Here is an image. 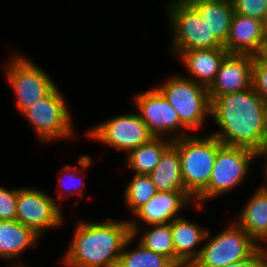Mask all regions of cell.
<instances>
[{
	"label": "cell",
	"mask_w": 267,
	"mask_h": 267,
	"mask_svg": "<svg viewBox=\"0 0 267 267\" xmlns=\"http://www.w3.org/2000/svg\"><path fill=\"white\" fill-rule=\"evenodd\" d=\"M265 105L253 86L217 96L211 102L210 117H213L219 130L210 134L225 146L257 151L267 131Z\"/></svg>",
	"instance_id": "cell-1"
},
{
	"label": "cell",
	"mask_w": 267,
	"mask_h": 267,
	"mask_svg": "<svg viewBox=\"0 0 267 267\" xmlns=\"http://www.w3.org/2000/svg\"><path fill=\"white\" fill-rule=\"evenodd\" d=\"M62 258L67 267H117L126 240L132 235L129 220L81 221Z\"/></svg>",
	"instance_id": "cell-2"
},
{
	"label": "cell",
	"mask_w": 267,
	"mask_h": 267,
	"mask_svg": "<svg viewBox=\"0 0 267 267\" xmlns=\"http://www.w3.org/2000/svg\"><path fill=\"white\" fill-rule=\"evenodd\" d=\"M178 149L185 190L195 199L208 185L222 142L213 135H188L173 140Z\"/></svg>",
	"instance_id": "cell-3"
},
{
	"label": "cell",
	"mask_w": 267,
	"mask_h": 267,
	"mask_svg": "<svg viewBox=\"0 0 267 267\" xmlns=\"http://www.w3.org/2000/svg\"><path fill=\"white\" fill-rule=\"evenodd\" d=\"M177 111L186 130L202 127L206 117L211 115V101L204 85L181 75H172L156 87Z\"/></svg>",
	"instance_id": "cell-4"
},
{
	"label": "cell",
	"mask_w": 267,
	"mask_h": 267,
	"mask_svg": "<svg viewBox=\"0 0 267 267\" xmlns=\"http://www.w3.org/2000/svg\"><path fill=\"white\" fill-rule=\"evenodd\" d=\"M255 158L256 151L249 148L223 145L217 151L209 185L194 199L196 208L202 209L205 200L218 197L241 185Z\"/></svg>",
	"instance_id": "cell-5"
},
{
	"label": "cell",
	"mask_w": 267,
	"mask_h": 267,
	"mask_svg": "<svg viewBox=\"0 0 267 267\" xmlns=\"http://www.w3.org/2000/svg\"><path fill=\"white\" fill-rule=\"evenodd\" d=\"M173 32L171 52L223 47L209 32L199 13L186 0H172L166 7Z\"/></svg>",
	"instance_id": "cell-6"
},
{
	"label": "cell",
	"mask_w": 267,
	"mask_h": 267,
	"mask_svg": "<svg viewBox=\"0 0 267 267\" xmlns=\"http://www.w3.org/2000/svg\"><path fill=\"white\" fill-rule=\"evenodd\" d=\"M63 95L57 86L43 99L26 109L24 115L30 126L35 129L42 143L56 139L74 137L72 118Z\"/></svg>",
	"instance_id": "cell-7"
},
{
	"label": "cell",
	"mask_w": 267,
	"mask_h": 267,
	"mask_svg": "<svg viewBox=\"0 0 267 267\" xmlns=\"http://www.w3.org/2000/svg\"><path fill=\"white\" fill-rule=\"evenodd\" d=\"M225 229L203 244L190 267H222L245 260L258 249L257 243L236 222Z\"/></svg>",
	"instance_id": "cell-8"
},
{
	"label": "cell",
	"mask_w": 267,
	"mask_h": 267,
	"mask_svg": "<svg viewBox=\"0 0 267 267\" xmlns=\"http://www.w3.org/2000/svg\"><path fill=\"white\" fill-rule=\"evenodd\" d=\"M8 62L6 77L16 95V107L21 114L56 87L51 77L30 59L16 54Z\"/></svg>",
	"instance_id": "cell-9"
},
{
	"label": "cell",
	"mask_w": 267,
	"mask_h": 267,
	"mask_svg": "<svg viewBox=\"0 0 267 267\" xmlns=\"http://www.w3.org/2000/svg\"><path fill=\"white\" fill-rule=\"evenodd\" d=\"M134 99L138 114L154 137L175 140L191 135L188 132H180L186 128L181 124L177 111L156 87L135 95ZM164 134L171 136L167 137Z\"/></svg>",
	"instance_id": "cell-10"
},
{
	"label": "cell",
	"mask_w": 267,
	"mask_h": 267,
	"mask_svg": "<svg viewBox=\"0 0 267 267\" xmlns=\"http://www.w3.org/2000/svg\"><path fill=\"white\" fill-rule=\"evenodd\" d=\"M86 133L88 137L127 154L154 137L138 113L112 117Z\"/></svg>",
	"instance_id": "cell-11"
},
{
	"label": "cell",
	"mask_w": 267,
	"mask_h": 267,
	"mask_svg": "<svg viewBox=\"0 0 267 267\" xmlns=\"http://www.w3.org/2000/svg\"><path fill=\"white\" fill-rule=\"evenodd\" d=\"M56 198L35 188H18L16 220L42 237L44 230L59 227L63 212Z\"/></svg>",
	"instance_id": "cell-12"
},
{
	"label": "cell",
	"mask_w": 267,
	"mask_h": 267,
	"mask_svg": "<svg viewBox=\"0 0 267 267\" xmlns=\"http://www.w3.org/2000/svg\"><path fill=\"white\" fill-rule=\"evenodd\" d=\"M254 55L228 53L207 88L210 101L217 96L243 91L252 86Z\"/></svg>",
	"instance_id": "cell-13"
},
{
	"label": "cell",
	"mask_w": 267,
	"mask_h": 267,
	"mask_svg": "<svg viewBox=\"0 0 267 267\" xmlns=\"http://www.w3.org/2000/svg\"><path fill=\"white\" fill-rule=\"evenodd\" d=\"M266 38L267 24L264 21L234 13L224 47L228 53L258 56Z\"/></svg>",
	"instance_id": "cell-14"
},
{
	"label": "cell",
	"mask_w": 267,
	"mask_h": 267,
	"mask_svg": "<svg viewBox=\"0 0 267 267\" xmlns=\"http://www.w3.org/2000/svg\"><path fill=\"white\" fill-rule=\"evenodd\" d=\"M171 230L175 250V265L177 267H190L201 252V248L197 246L209 238L210 231L182 216L171 222Z\"/></svg>",
	"instance_id": "cell-15"
},
{
	"label": "cell",
	"mask_w": 267,
	"mask_h": 267,
	"mask_svg": "<svg viewBox=\"0 0 267 267\" xmlns=\"http://www.w3.org/2000/svg\"><path fill=\"white\" fill-rule=\"evenodd\" d=\"M194 198L188 192L158 191L146 204L133 215L146 225L168 224L175 218L181 217L179 212ZM190 201V202H189Z\"/></svg>",
	"instance_id": "cell-16"
},
{
	"label": "cell",
	"mask_w": 267,
	"mask_h": 267,
	"mask_svg": "<svg viewBox=\"0 0 267 267\" xmlns=\"http://www.w3.org/2000/svg\"><path fill=\"white\" fill-rule=\"evenodd\" d=\"M227 54L228 51L224 46L214 49H194L181 52L179 57L189 74L188 77L187 75L183 77L208 88L214 81L221 62Z\"/></svg>",
	"instance_id": "cell-17"
},
{
	"label": "cell",
	"mask_w": 267,
	"mask_h": 267,
	"mask_svg": "<svg viewBox=\"0 0 267 267\" xmlns=\"http://www.w3.org/2000/svg\"><path fill=\"white\" fill-rule=\"evenodd\" d=\"M204 20L209 32L224 46L235 13L231 0H186Z\"/></svg>",
	"instance_id": "cell-18"
},
{
	"label": "cell",
	"mask_w": 267,
	"mask_h": 267,
	"mask_svg": "<svg viewBox=\"0 0 267 267\" xmlns=\"http://www.w3.org/2000/svg\"><path fill=\"white\" fill-rule=\"evenodd\" d=\"M41 237L17 220H0V258L16 259Z\"/></svg>",
	"instance_id": "cell-19"
},
{
	"label": "cell",
	"mask_w": 267,
	"mask_h": 267,
	"mask_svg": "<svg viewBox=\"0 0 267 267\" xmlns=\"http://www.w3.org/2000/svg\"><path fill=\"white\" fill-rule=\"evenodd\" d=\"M149 176L157 191L187 192L181 173L179 151L173 144L163 152L158 165Z\"/></svg>",
	"instance_id": "cell-20"
},
{
	"label": "cell",
	"mask_w": 267,
	"mask_h": 267,
	"mask_svg": "<svg viewBox=\"0 0 267 267\" xmlns=\"http://www.w3.org/2000/svg\"><path fill=\"white\" fill-rule=\"evenodd\" d=\"M257 243L267 233V192L256 189L236 222Z\"/></svg>",
	"instance_id": "cell-21"
},
{
	"label": "cell",
	"mask_w": 267,
	"mask_h": 267,
	"mask_svg": "<svg viewBox=\"0 0 267 267\" xmlns=\"http://www.w3.org/2000/svg\"><path fill=\"white\" fill-rule=\"evenodd\" d=\"M133 220H129L132 235L124 244L117 267H177L169 258L145 248L140 242L134 250L126 248L139 234L138 222Z\"/></svg>",
	"instance_id": "cell-22"
},
{
	"label": "cell",
	"mask_w": 267,
	"mask_h": 267,
	"mask_svg": "<svg viewBox=\"0 0 267 267\" xmlns=\"http://www.w3.org/2000/svg\"><path fill=\"white\" fill-rule=\"evenodd\" d=\"M173 140L165 137H153L148 142L126 154L128 168L135 174L149 175L158 165L163 152Z\"/></svg>",
	"instance_id": "cell-23"
},
{
	"label": "cell",
	"mask_w": 267,
	"mask_h": 267,
	"mask_svg": "<svg viewBox=\"0 0 267 267\" xmlns=\"http://www.w3.org/2000/svg\"><path fill=\"white\" fill-rule=\"evenodd\" d=\"M145 233L139 237V242L147 249L166 256L175 264L171 222L168 224L149 225Z\"/></svg>",
	"instance_id": "cell-24"
},
{
	"label": "cell",
	"mask_w": 267,
	"mask_h": 267,
	"mask_svg": "<svg viewBox=\"0 0 267 267\" xmlns=\"http://www.w3.org/2000/svg\"><path fill=\"white\" fill-rule=\"evenodd\" d=\"M126 205L134 214L158 192L149 175L135 174L124 190Z\"/></svg>",
	"instance_id": "cell-25"
},
{
	"label": "cell",
	"mask_w": 267,
	"mask_h": 267,
	"mask_svg": "<svg viewBox=\"0 0 267 267\" xmlns=\"http://www.w3.org/2000/svg\"><path fill=\"white\" fill-rule=\"evenodd\" d=\"M78 159H79L78 160V162H79L78 164H79V167L81 169L80 168L76 169L73 166H71L70 164L63 165L62 169H64L63 170L64 172L62 173L61 177L59 176L60 181H59V183H58L59 185L57 187H59V186H60V188H64L65 187V189L69 188L68 191H70V193H69L70 195L78 193L79 196L83 197L84 196V192H82L83 189L79 187V184H80V186L84 185V180L82 179V177H84V176L81 175V177H80V174H83L82 171H85L87 168H89L88 166H91L90 164H92L91 163L92 159L90 158V156L88 154H84V155L82 154V156H80ZM66 174L68 175V177H67ZM79 178H81V180ZM64 180H67V181L63 182Z\"/></svg>",
	"instance_id": "cell-26"
},
{
	"label": "cell",
	"mask_w": 267,
	"mask_h": 267,
	"mask_svg": "<svg viewBox=\"0 0 267 267\" xmlns=\"http://www.w3.org/2000/svg\"><path fill=\"white\" fill-rule=\"evenodd\" d=\"M235 13L267 24V0H231Z\"/></svg>",
	"instance_id": "cell-27"
},
{
	"label": "cell",
	"mask_w": 267,
	"mask_h": 267,
	"mask_svg": "<svg viewBox=\"0 0 267 267\" xmlns=\"http://www.w3.org/2000/svg\"><path fill=\"white\" fill-rule=\"evenodd\" d=\"M18 189L0 186V220H16Z\"/></svg>",
	"instance_id": "cell-28"
},
{
	"label": "cell",
	"mask_w": 267,
	"mask_h": 267,
	"mask_svg": "<svg viewBox=\"0 0 267 267\" xmlns=\"http://www.w3.org/2000/svg\"><path fill=\"white\" fill-rule=\"evenodd\" d=\"M252 86L267 103V63L259 56L254 57L252 68Z\"/></svg>",
	"instance_id": "cell-29"
},
{
	"label": "cell",
	"mask_w": 267,
	"mask_h": 267,
	"mask_svg": "<svg viewBox=\"0 0 267 267\" xmlns=\"http://www.w3.org/2000/svg\"><path fill=\"white\" fill-rule=\"evenodd\" d=\"M222 267H264L262 251L257 249L249 258Z\"/></svg>",
	"instance_id": "cell-30"
},
{
	"label": "cell",
	"mask_w": 267,
	"mask_h": 267,
	"mask_svg": "<svg viewBox=\"0 0 267 267\" xmlns=\"http://www.w3.org/2000/svg\"><path fill=\"white\" fill-rule=\"evenodd\" d=\"M266 157L267 156V131L263 135L260 147L256 151V157Z\"/></svg>",
	"instance_id": "cell-31"
},
{
	"label": "cell",
	"mask_w": 267,
	"mask_h": 267,
	"mask_svg": "<svg viewBox=\"0 0 267 267\" xmlns=\"http://www.w3.org/2000/svg\"><path fill=\"white\" fill-rule=\"evenodd\" d=\"M264 62L267 63V38L264 42L263 48L261 50V53L258 55Z\"/></svg>",
	"instance_id": "cell-32"
},
{
	"label": "cell",
	"mask_w": 267,
	"mask_h": 267,
	"mask_svg": "<svg viewBox=\"0 0 267 267\" xmlns=\"http://www.w3.org/2000/svg\"><path fill=\"white\" fill-rule=\"evenodd\" d=\"M262 245L263 244L260 245V244L257 243L258 249L261 250L262 254H263L264 267H267V249H266V247H263Z\"/></svg>",
	"instance_id": "cell-33"
},
{
	"label": "cell",
	"mask_w": 267,
	"mask_h": 267,
	"mask_svg": "<svg viewBox=\"0 0 267 267\" xmlns=\"http://www.w3.org/2000/svg\"><path fill=\"white\" fill-rule=\"evenodd\" d=\"M266 164V168H265V184L264 185H260L259 187L264 190L265 192H267V162L265 163Z\"/></svg>",
	"instance_id": "cell-34"
},
{
	"label": "cell",
	"mask_w": 267,
	"mask_h": 267,
	"mask_svg": "<svg viewBox=\"0 0 267 267\" xmlns=\"http://www.w3.org/2000/svg\"><path fill=\"white\" fill-rule=\"evenodd\" d=\"M262 242L265 241V243H267V233L260 239Z\"/></svg>",
	"instance_id": "cell-35"
},
{
	"label": "cell",
	"mask_w": 267,
	"mask_h": 267,
	"mask_svg": "<svg viewBox=\"0 0 267 267\" xmlns=\"http://www.w3.org/2000/svg\"><path fill=\"white\" fill-rule=\"evenodd\" d=\"M265 111H266V128H267V103L265 105Z\"/></svg>",
	"instance_id": "cell-36"
},
{
	"label": "cell",
	"mask_w": 267,
	"mask_h": 267,
	"mask_svg": "<svg viewBox=\"0 0 267 267\" xmlns=\"http://www.w3.org/2000/svg\"><path fill=\"white\" fill-rule=\"evenodd\" d=\"M16 265L17 266H15V267H24V266L20 265V262L18 264H16Z\"/></svg>",
	"instance_id": "cell-37"
}]
</instances>
